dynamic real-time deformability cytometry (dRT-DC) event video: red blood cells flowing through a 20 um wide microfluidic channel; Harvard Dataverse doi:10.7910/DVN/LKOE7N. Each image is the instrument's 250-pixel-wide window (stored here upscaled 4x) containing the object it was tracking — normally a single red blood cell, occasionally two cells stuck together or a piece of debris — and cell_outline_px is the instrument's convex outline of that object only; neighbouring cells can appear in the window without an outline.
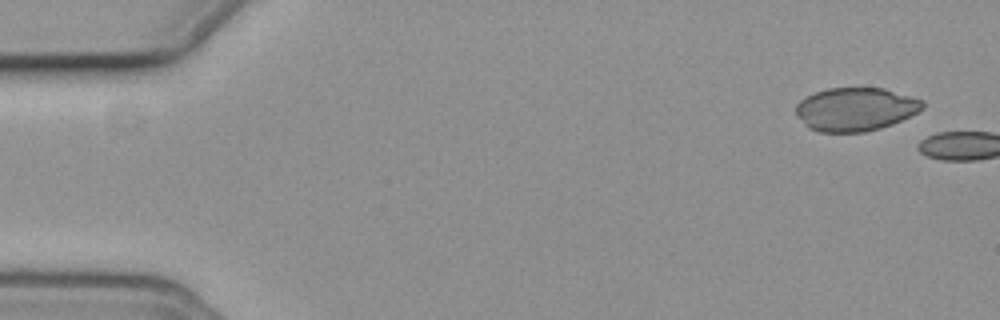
{"species": "common noctule bat (a hibernating species)", "species_latin": "Nyctalus noctula", "temperature_condition": "cold", "stored_images_in_passage": 3, "camera_frame_rate_fps": 3000, "um_per_image_px": 0.085, "animal": {"sex": "female", "body_mass_g": 19.3, "forearm_length_mm": 54.1}, "frame": {"image": 1, "passage_image": 1, "time_ms": 0.0, "image_size_px": [1000, 320], "cell_outline_px": [[924, 108], [892, 124], [880, 128], [864, 132], [820, 132], [808, 128], [796, 116], [796, 104], [800, 100], [816, 92], [828, 88], [884, 88], [924, 100]], "centroid_in_image_um": [72.7, 9.28], "position_along_channel_um": 12.3, "area_um2": 31.96}}